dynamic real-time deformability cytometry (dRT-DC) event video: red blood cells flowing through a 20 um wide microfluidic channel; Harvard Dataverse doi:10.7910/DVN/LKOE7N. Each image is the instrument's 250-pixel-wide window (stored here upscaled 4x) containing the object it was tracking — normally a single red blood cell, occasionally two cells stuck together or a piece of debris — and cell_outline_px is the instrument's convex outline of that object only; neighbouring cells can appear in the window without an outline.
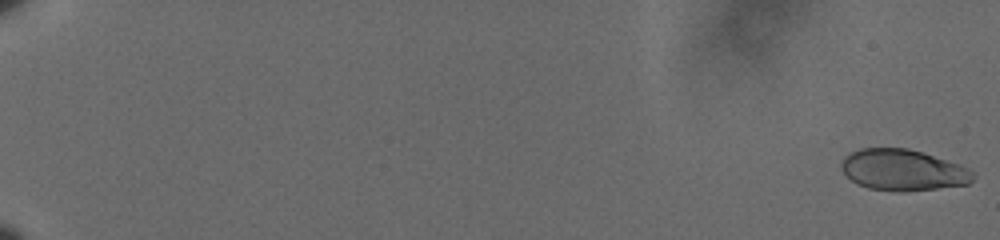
{"species": "human", "species_latin": "Homo sapiens", "temperature_condition": "cold", "stored_images_in_passage": 61, "camera_frame_rate_fps": 3000, "um_per_image_px": 0.085, "donor": {"sex": "male"}, "frame": {"image": 1, "passage_image": 1, "time_ms": 0.0, "image_size_px": [1000, 240], "cell_outline_px": [[976, 176], [968, 184], [904, 192], [896, 192], [868, 188], [856, 184], [840, 168], [840, 164], [844, 156], [860, 148], [908, 148], [960, 164], [968, 168]], "centroid_in_image_um": [76.73, 14.46], "position_along_channel_um": 8.3, "area_um2": 31.67}}
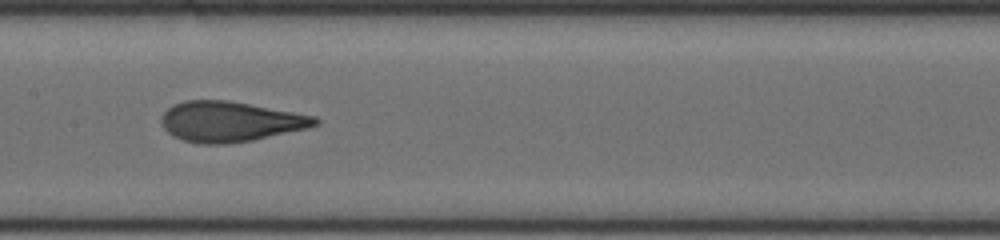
{"frame": {"image": 2, "passage_image": 35, "time_ms": 11.333, "image_size_px": [1000, 240], "cell_outline_px": [[320, 124], [308, 128], [252, 140], [228, 144], [200, 144], [184, 140], [168, 132], [164, 128], [160, 120], [160, 116], [172, 104], [184, 100], [228, 100], [316, 116], [320, 120]], "centroid_in_image_um": [19.56, 10.33], "position_along_channel_um": 187.8, "area_um2": 36.13}}
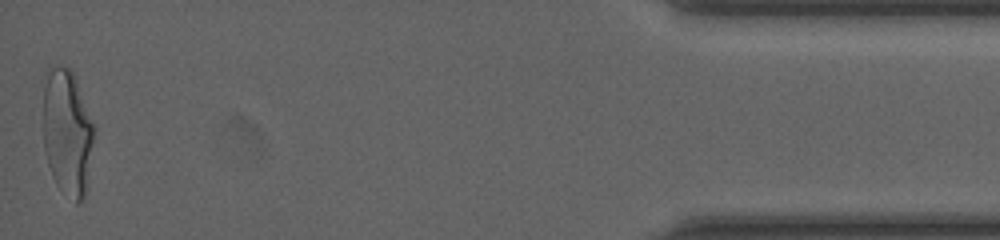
{"frame": {"image": 3, "passage_image": 61, "time_ms": 20.0, "image_size_px": [1000, 240], "cell_outline_px": [[92, 140], [88, 188], [84, 200], [76, 204], [56, 184], [52, 176], [48, 164], [44, 148], [44, 68], [68, 68], [76, 76], [92, 124]], "centroid_in_image_um": [5.7, 11.29], "position_along_channel_um": 429.5, "area_um2": 37.17}, "authors_computed_cell_mechanics": {"area_um2": 35.1424, "velocity_mm_per_s": 3.6072, "shape_relaxation_time_tau1_ms": 6.8036, "shape_relaxation_time_tau2_ms": 0.8562, "deformation_change_tau1": 0.2206, "deformation_change_tau2": 0.0628}}